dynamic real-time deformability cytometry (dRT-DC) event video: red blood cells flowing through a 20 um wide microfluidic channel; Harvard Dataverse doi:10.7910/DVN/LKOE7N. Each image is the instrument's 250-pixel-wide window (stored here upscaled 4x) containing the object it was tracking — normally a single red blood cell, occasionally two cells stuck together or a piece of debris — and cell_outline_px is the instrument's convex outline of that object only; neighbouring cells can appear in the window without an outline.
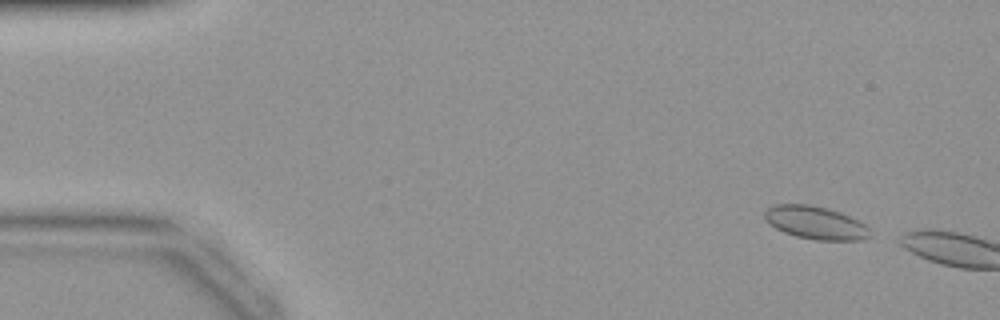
{"species": "common noctule bat (a hibernating species)", "species_latin": "Nyctalus noctula", "temperature_condition": "warm", "stored_images_in_passage": 8, "camera_frame_rate_fps": 3000, "um_per_image_px": 0.085, "animal": {"sex": "female", "body_mass_g": 19.9}, "frame": {"image": 1, "passage_image": 2, "time_ms": 0.333, "image_size_px": [1000, 320], "cell_outline_px": [[872, 236], [864, 240], [816, 240], [796, 236], [784, 232], [776, 228], [764, 220], [764, 212], [768, 208], [776, 204], [808, 204], [828, 208], [840, 212], [864, 224], [868, 228]], "centroid_in_image_um": [69.31, 18.93], "position_along_channel_um": 15.7, "area_um2": 20.23}}